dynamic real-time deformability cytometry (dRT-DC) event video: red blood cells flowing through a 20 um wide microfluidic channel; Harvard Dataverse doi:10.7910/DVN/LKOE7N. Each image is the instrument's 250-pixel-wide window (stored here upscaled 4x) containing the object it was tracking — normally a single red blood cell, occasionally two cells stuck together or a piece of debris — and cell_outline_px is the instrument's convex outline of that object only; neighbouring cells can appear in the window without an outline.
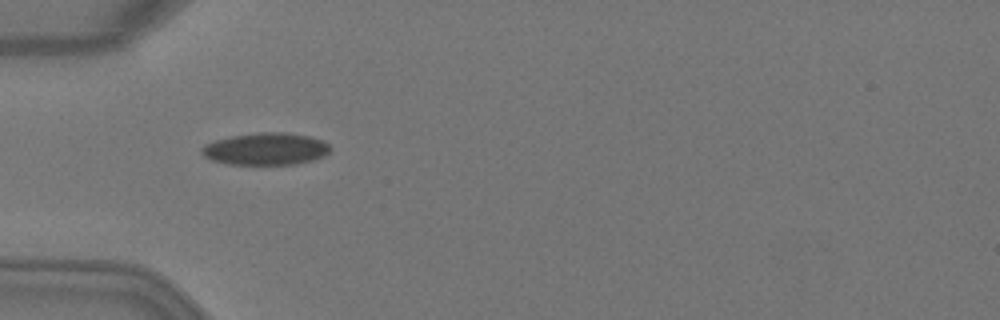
{"species": "Egyptian fruit bat (a non-hibernating species)", "species_latin": "Rousettus aegyptiacus", "temperature_condition": "warm", "stored_images_in_passage": 2, "camera_frame_rate_fps": 3000, "um_per_image_px": 0.085, "animal": {"sex": "female"}, "frame": {"image": 1, "passage_image": 1, "time_ms": 0.0, "image_size_px": [1000, 320], "cell_outline_px": [[332, 148], [324, 156], [312, 160], [292, 164], [228, 164], [212, 160], [204, 156], [200, 152], [200, 148], [204, 144], [216, 140], [232, 136], [260, 132], [284, 132], [308, 136], [324, 140]], "centroid_in_image_um": [22.58, 12.65], "position_along_channel_um": 62.4, "area_um2": 24.04}}
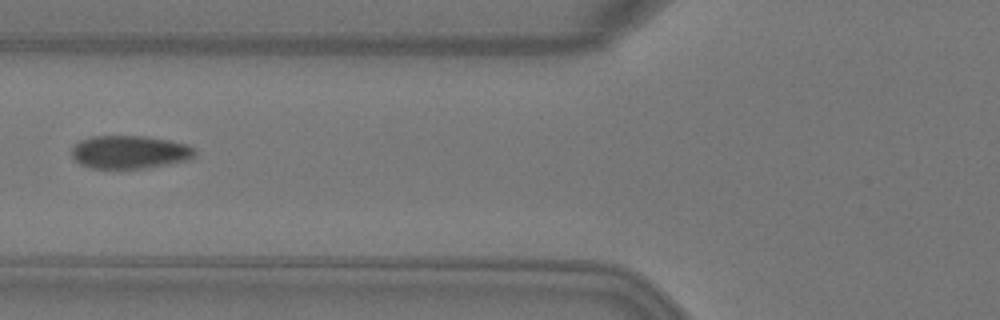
{"frame": {"image": 2, "passage_image": 2, "time_ms": 0.333, "image_size_px": [1000, 320], "cell_outline_px": [[196, 156], [188, 160], [148, 168], [88, 168], [80, 164], [72, 156], [72, 148], [80, 140], [92, 136], [144, 136], [168, 140], [188, 144], [196, 148]], "centroid_in_image_um": [11.06, 12.93], "position_along_channel_um": 114.7, "area_um2": 23.93}}